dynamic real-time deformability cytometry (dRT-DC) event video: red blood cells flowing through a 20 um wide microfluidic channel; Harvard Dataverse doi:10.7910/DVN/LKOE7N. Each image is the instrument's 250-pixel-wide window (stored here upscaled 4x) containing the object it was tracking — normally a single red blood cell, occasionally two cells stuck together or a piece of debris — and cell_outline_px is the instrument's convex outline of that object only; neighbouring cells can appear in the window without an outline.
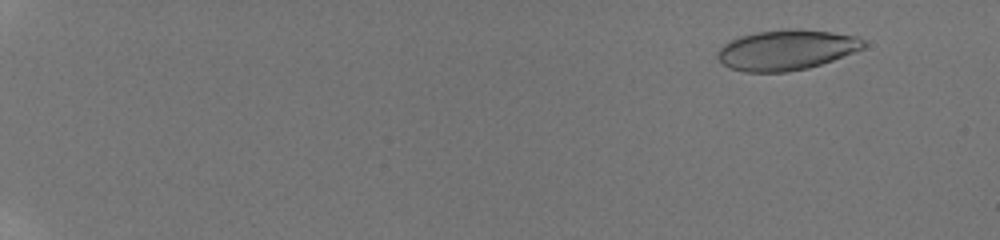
{"species": "human", "species_latin": "Homo sapiens", "temperature_condition": "room temperature", "stored_images_in_passage": 25, "camera_frame_rate_fps": 3000, "um_per_image_px": 0.085, "donor": {"sex": "male"}, "frame": {"image": 1, "passage_image": 10, "time_ms": 2.0, "image_size_px": [1000, 240], "cell_outline_px": [[864, 48], [832, 60], [808, 68], [788, 72], [744, 72], [728, 68], [716, 56], [716, 52], [724, 44], [740, 36], [756, 32], [784, 28], [792, 28], [832, 32], [856, 36], [864, 40]], "centroid_in_image_um": [66.81, 4.24], "position_along_channel_um": 18.2, "area_um2": 34.28}}